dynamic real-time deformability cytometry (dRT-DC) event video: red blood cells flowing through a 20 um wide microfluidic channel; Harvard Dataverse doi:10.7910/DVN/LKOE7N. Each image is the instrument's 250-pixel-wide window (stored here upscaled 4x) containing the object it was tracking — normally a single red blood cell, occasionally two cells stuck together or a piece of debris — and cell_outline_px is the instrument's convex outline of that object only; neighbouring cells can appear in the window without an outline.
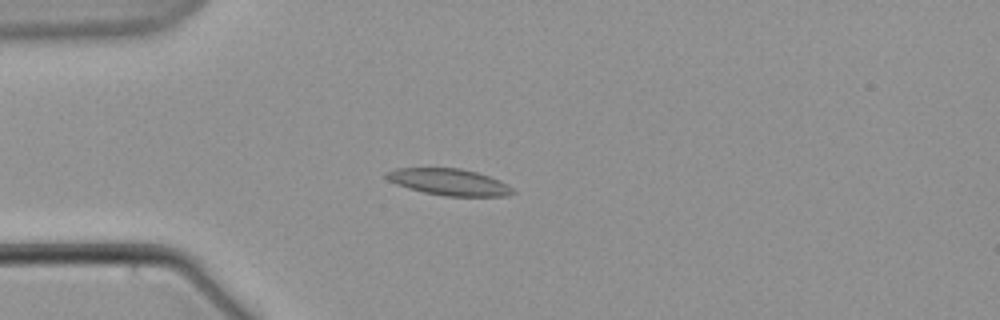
{"species": "common noctule bat (a hibernating species)", "species_latin": "Nyctalus noctula", "temperature_condition": "warm", "stored_images_in_passage": 10, "camera_frame_rate_fps": 3000, "um_per_image_px": 0.085, "animal": {"sex": "male", "body_mass_g": 21.5, "forearm_length_mm": 52.0}, "frame": {"image": 1, "passage_image": 4, "time_ms": 4.667, "image_size_px": [1000, 320], "cell_outline_px": [[516, 192], [508, 196], [444, 196], [424, 192], [408, 188], [396, 184], [388, 180], [384, 176], [384, 172], [396, 168], [460, 168], [476, 172], [500, 180], [508, 184]], "centroid_in_image_um": [38.16, 15.47], "position_along_channel_um": 46.8, "area_um2": 19.65}}
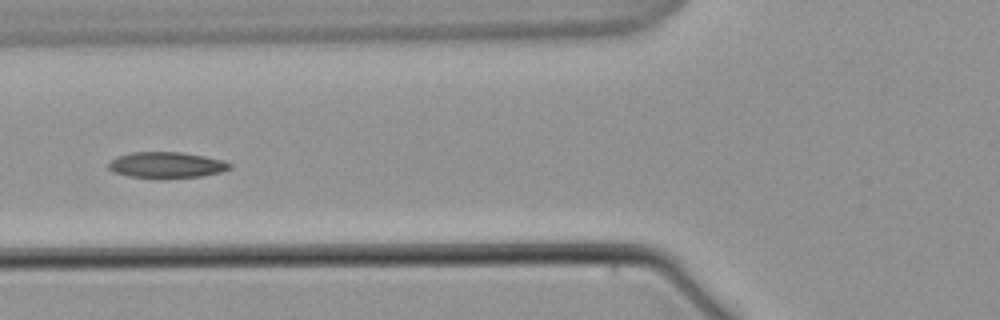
{"frame": {"image": 2, "passage_image": 6, "time_ms": 7.333, "image_size_px": [1000, 320], "cell_outline_px": [[232, 168], [220, 172], [200, 176], [160, 180], [156, 180], [128, 176], [112, 172], [108, 168], [108, 164], [116, 156], [132, 152], [184, 152], [224, 160], [232, 164]], "centroid_in_image_um": [14.13, 14.05], "position_along_channel_um": 111.7, "area_um2": 18.96}}
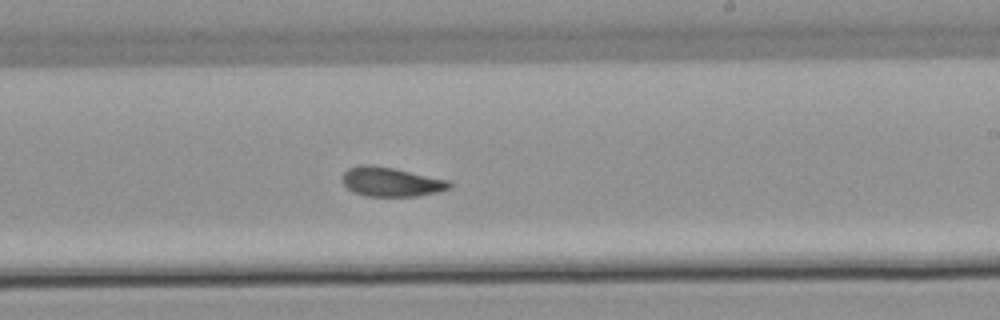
{"frame": {"image": 3, "passage_image": 10, "time_ms": 12.0, "image_size_px": [1000, 320], "cell_outline_px": [[452, 184], [448, 188], [436, 192], [420, 196], [368, 196], [356, 192], [348, 188], [344, 184], [344, 172], [348, 168], [360, 164], [368, 164], [396, 168], [448, 180]], "centroid_in_image_um": [33.25, 15.44], "position_along_channel_um": 255.7, "area_um2": 18.09}}